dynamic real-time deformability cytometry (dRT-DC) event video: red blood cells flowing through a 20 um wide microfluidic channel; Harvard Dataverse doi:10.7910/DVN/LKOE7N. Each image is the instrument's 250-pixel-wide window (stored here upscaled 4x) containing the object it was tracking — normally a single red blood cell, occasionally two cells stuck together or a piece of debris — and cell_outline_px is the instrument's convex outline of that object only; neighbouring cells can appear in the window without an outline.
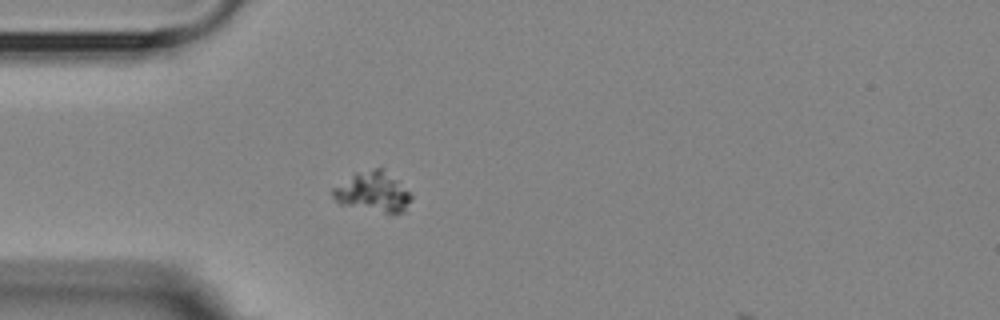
{"species": "Egyptian fruit bat (a non-hibernating species)", "species_latin": "Rousettus aegyptiacus", "temperature_condition": "room temperature", "stored_images_in_passage": 2, "camera_frame_rate_fps": 3000, "um_per_image_px": 0.085, "animal": {"sex": "female"}, "frame": {"image": 1, "passage_image": 2, "time_ms": 2.0, "image_size_px": [1000, 320], "cell_outline_px": [[412, 200], [404, 212], [388, 216], [340, 204], [332, 196], [332, 188], [356, 172], [376, 168], [384, 168], [412, 196]], "centroid_in_image_um": [31.71, 16.37], "position_along_channel_um": 53.3, "area_um2": 18.73}}